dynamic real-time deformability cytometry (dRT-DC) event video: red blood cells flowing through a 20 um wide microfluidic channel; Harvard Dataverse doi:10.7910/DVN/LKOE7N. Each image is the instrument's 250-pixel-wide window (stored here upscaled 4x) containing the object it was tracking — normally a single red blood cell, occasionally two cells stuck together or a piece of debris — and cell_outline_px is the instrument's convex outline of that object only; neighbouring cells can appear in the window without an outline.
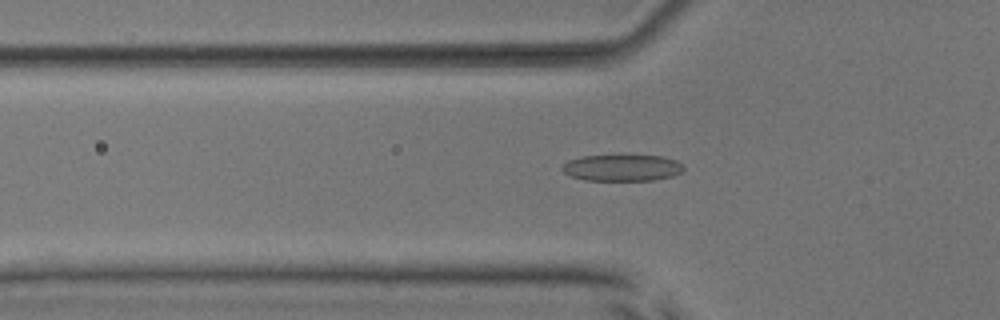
{"species": "common noctule bat (a hibernating species)", "species_latin": "Nyctalus noctula", "temperature_condition": "room temperature", "stored_images_in_passage": 38, "camera_frame_rate_fps": 3000, "um_per_image_px": 0.085, "animal": {"sex": "male", "body_mass_g": 17.9, "forearm_length_mm": 54.2}, "frame": {"image": 1, "passage_image": 4, "time_ms": 1.0, "image_size_px": [1000, 320], "cell_outline_px": [[684, 168], [680, 172], [672, 176], [652, 180], [584, 180], [572, 176], [564, 172], [560, 168], [568, 160], [580, 156], [660, 156], [676, 160]], "centroid_in_image_um": [52.84, 14.26], "position_along_channel_um": 73.0, "area_um2": 18.44}}
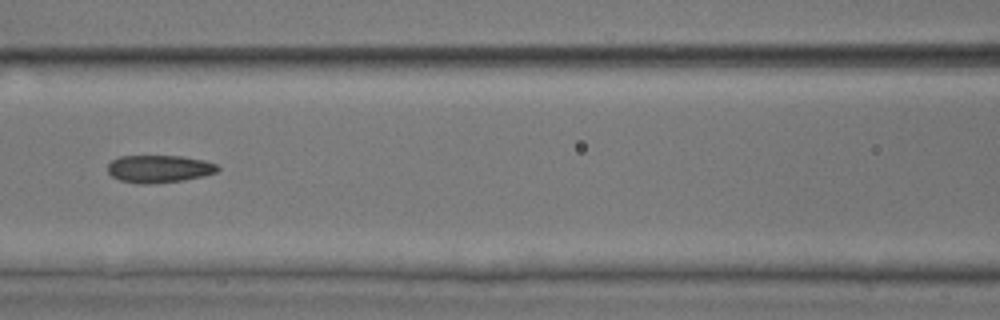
{"frame": {"image": 2, "passage_image": 10, "time_ms": 3.0, "image_size_px": [1000, 320], "cell_outline_px": [[220, 168], [216, 172], [204, 176], [184, 180], [152, 184], [136, 184], [120, 180], [112, 176], [108, 172], [108, 164], [112, 160], [120, 156], [184, 156], [204, 160], [216, 164]], "centroid_in_image_um": [13.53, 14.36], "position_along_channel_um": 153.1, "area_um2": 17.8}}
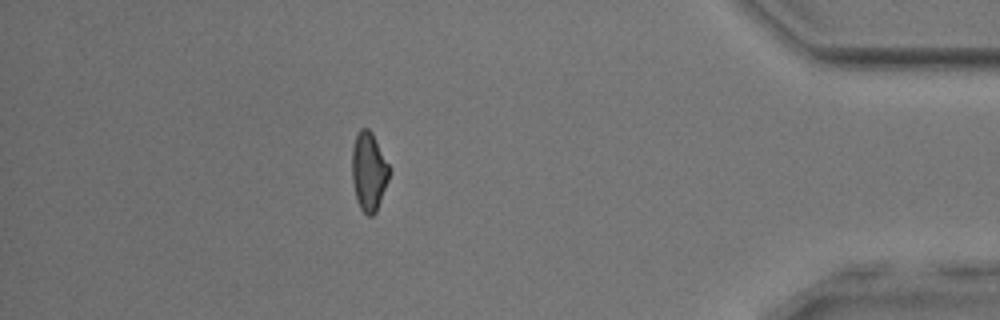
{"frame": {"image": 3, "passage_image": 32, "time_ms": 10.333, "image_size_px": [1000, 320], "cell_outline_px": [[392, 168], [388, 180], [376, 212], [372, 216], [368, 216], [360, 208], [356, 200], [352, 180], [352, 148], [356, 136], [360, 128], [368, 128], [372, 132]], "centroid_in_image_um": [31.36, 14.56], "position_along_channel_um": 403.8, "area_um2": 17.34}, "authors_computed_cell_mechanics": {"area_um2": 17.5134, "velocity_mm_per_s": 3.9925, "shape_relaxation_time_tau1_ms": 4.5273, "shape_relaxation_time_tau2_ms": 2.6515, "deformation_change_tau1": 0.1444, "deformation_change_tau2": 0.1164}}